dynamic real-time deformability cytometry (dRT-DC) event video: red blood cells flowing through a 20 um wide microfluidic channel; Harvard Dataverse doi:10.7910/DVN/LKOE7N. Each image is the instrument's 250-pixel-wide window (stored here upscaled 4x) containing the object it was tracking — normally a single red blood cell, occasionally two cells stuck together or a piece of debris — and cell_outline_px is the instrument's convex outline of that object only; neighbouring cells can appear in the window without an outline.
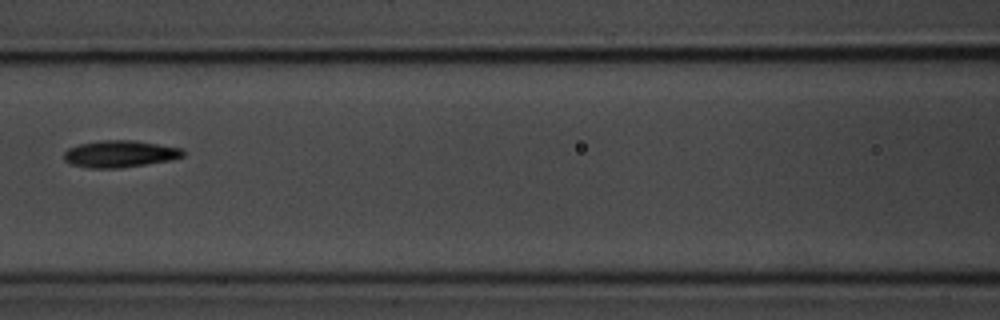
{"species": "common noctule bat (a hibernating species)", "species_latin": "Nyctalus noctula", "temperature_condition": "room temperature", "stored_images_in_passage": 15, "camera_frame_rate_fps": 3000, "um_per_image_px": 0.085, "animal": {"sex": "male", "body_mass_g": 20.1, "forearm_length_mm": 53.5}, "frame": {"image": 1, "passage_image": 7, "time_ms": 8.0, "image_size_px": [1000, 320], "cell_outline_px": [[184, 156], [172, 160], [120, 168], [88, 168], [68, 164], [64, 160], [64, 152], [68, 148], [80, 144], [100, 140], [132, 140], [184, 148]], "centroid_in_image_um": [10.18, 13.08], "position_along_channel_um": 156.4, "area_um2": 18.84}}
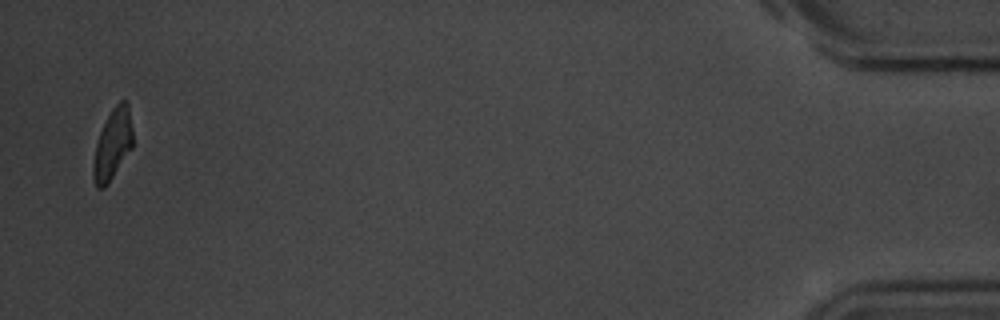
{"frame": {"image": 2, "passage_image": 15, "time_ms": 18.0, "image_size_px": [1000, 320], "cell_outline_px": [[132, 148], [108, 184], [104, 188], [96, 188], [92, 176], [92, 164], [96, 144], [100, 132], [112, 108], [120, 100], [128, 100], [132, 128]], "centroid_in_image_um": [9.56, 12.28], "position_along_channel_um": 425.6, "area_um2": 16.36}, "authors_computed_cell_mechanics": {"area_um2": 18.0336, "velocity_mm_per_s": 3.5855, "shape_relaxation_time_tau1_ms": 2.7931, "shape_relaxation_time_tau2_ms": 3.6397, "deformation_change_tau1": 0.173, "deformation_change_tau2": 0.1195}}